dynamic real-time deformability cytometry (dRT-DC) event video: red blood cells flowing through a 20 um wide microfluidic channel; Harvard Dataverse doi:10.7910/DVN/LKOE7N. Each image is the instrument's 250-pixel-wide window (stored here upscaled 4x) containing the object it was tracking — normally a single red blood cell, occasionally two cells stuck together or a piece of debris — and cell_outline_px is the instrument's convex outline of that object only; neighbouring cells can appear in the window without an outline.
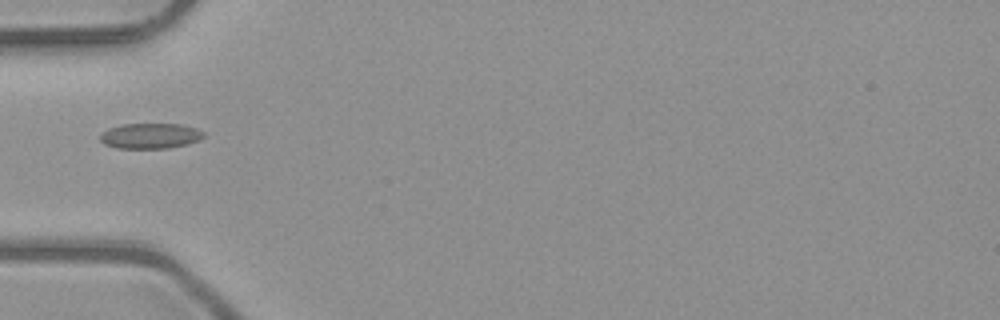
{"species": "common noctule bat (a hibernating species)", "species_latin": "Nyctalus noctula", "temperature_condition": "room temperature", "stored_images_in_passage": 35, "camera_frame_rate_fps": 3000, "um_per_image_px": 0.085, "animal": {"sex": "male", "body_mass_g": 23.1, "forearm_length_mm": 52.7}, "frame": {"image": 1, "passage_image": 1, "time_ms": 0.0, "image_size_px": [1000, 320], "cell_outline_px": [[204, 136], [188, 144], [168, 148], [116, 148], [104, 144], [100, 140], [100, 136], [108, 128], [124, 124], [180, 124], [196, 128], [204, 132]], "centroid_in_image_um": [12.76, 11.55], "position_along_channel_um": 72.2, "area_um2": 15.2}}
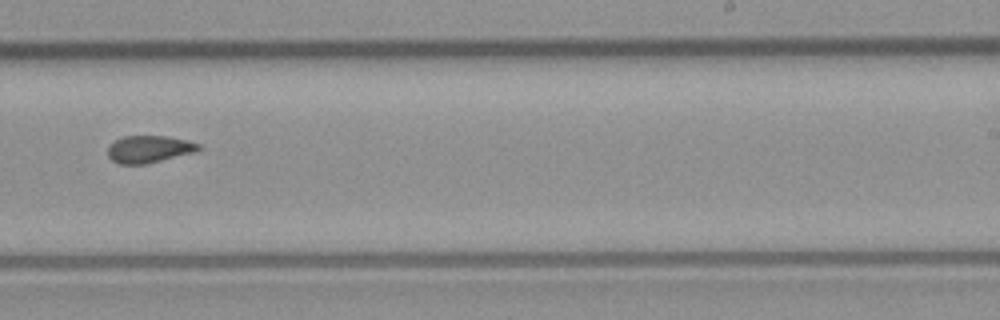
{"frame": {"image": 2, "passage_image": 16, "time_ms": 5.0, "image_size_px": [1000, 320], "cell_outline_px": [[204, 148], [196, 152], [148, 164], [120, 164], [112, 160], [108, 156], [108, 144], [124, 136], [168, 136], [188, 140], [200, 144]], "centroid_in_image_um": [12.72, 12.68], "position_along_channel_um": 276.3, "area_um2": 14.68}}
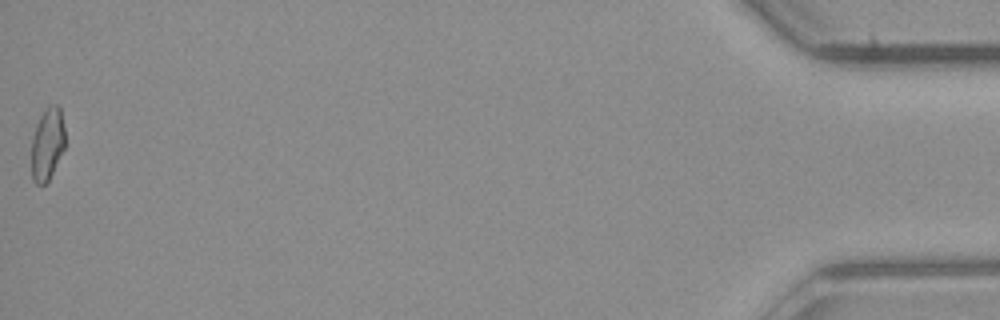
{"frame": {"image": 3, "passage_image": 35, "time_ms": 11.333, "image_size_px": [1000, 320], "cell_outline_px": [[64, 148], [48, 180], [44, 184], [36, 184], [32, 180], [32, 136], [36, 124], [44, 108], [48, 104], [56, 104], [60, 108], [64, 128]], "centroid_in_image_um": [4.01, 12.19], "position_along_channel_um": 431.2, "area_um2": 14.1}, "authors_computed_cell_mechanics": {"area_um2": 14.5656, "velocity_mm_per_s": 4.0577, "shape_relaxation_time_tau1_ms": null, "shape_relaxation_time_tau2_ms": 2.6397, "deformation_change_tau1": null, "deformation_change_tau2": 0.073}}